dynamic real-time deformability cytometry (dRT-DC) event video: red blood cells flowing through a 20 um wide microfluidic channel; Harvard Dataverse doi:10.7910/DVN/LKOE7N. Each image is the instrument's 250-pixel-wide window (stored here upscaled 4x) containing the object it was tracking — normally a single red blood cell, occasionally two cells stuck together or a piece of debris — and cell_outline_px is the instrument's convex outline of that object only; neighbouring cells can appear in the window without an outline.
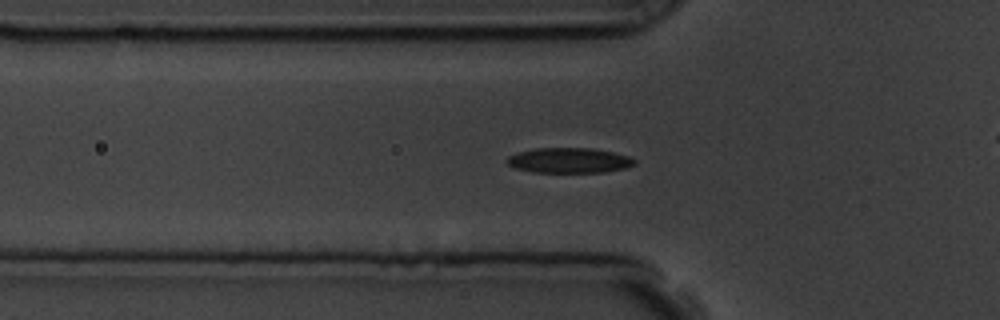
{"species": "common noctule bat (a hibernating species)", "species_latin": "Nyctalus noctula", "temperature_condition": "room temperature", "stored_images_in_passage": 49, "camera_frame_rate_fps": 3000, "um_per_image_px": 0.085, "animal": {"sex": "male", "body_mass_g": 19.5, "forearm_length_mm": 54.6}, "frame": {"image": 1, "passage_image": 10, "time_ms": 3.0, "image_size_px": [1000, 320], "cell_outline_px": [[636, 164], [624, 168], [604, 172], [532, 172], [516, 168], [508, 164], [504, 160], [508, 156], [520, 152], [536, 148], [592, 148], [612, 152], [628, 156], [636, 160]], "centroid_in_image_um": [48.37, 13.63], "position_along_channel_um": 77.4, "area_um2": 18.61}}
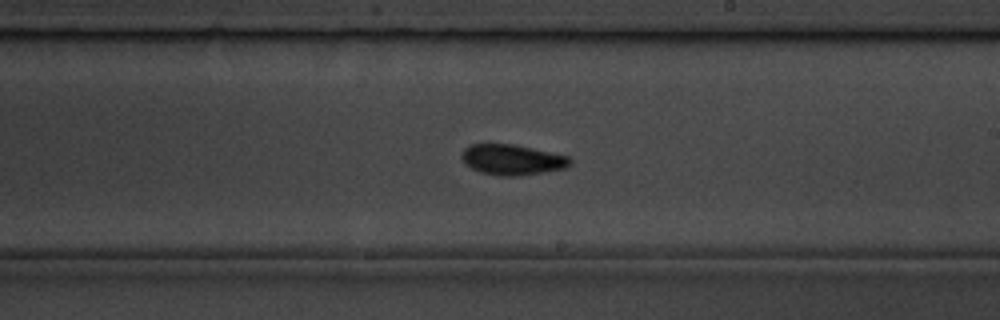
{"frame": {"image": 2, "passage_image": 24, "time_ms": 7.667, "image_size_px": [1000, 320], "cell_outline_px": [[572, 164], [568, 168], [520, 176], [500, 176], [480, 172], [472, 168], [460, 156], [460, 152], [464, 148], [472, 144], [512, 144], [568, 156], [572, 160]], "centroid_in_image_um": [43.56, 13.58], "position_along_channel_um": 245.4, "area_um2": 19.25}}
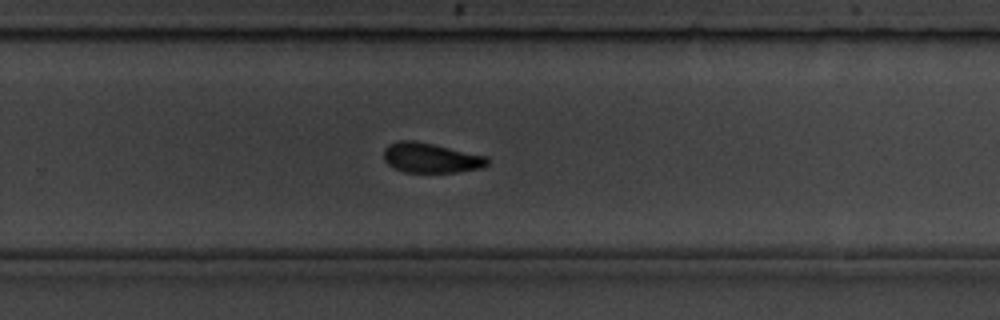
{"frame": {"image": 3, "passage_image": 28, "time_ms": 9.0, "image_size_px": [1000, 320], "cell_outline_px": [[488, 164], [480, 168], [456, 172], [404, 172], [388, 164], [384, 160], [384, 148], [388, 144], [400, 140], [416, 140], [488, 156]], "centroid_in_image_um": [36.61, 13.4], "position_along_channel_um": 293.2, "area_um2": 18.09}, "authors_computed_cell_mechanics": {"area_um2": 18.3226, "velocity_mm_per_s": 3.5982, "shape_relaxation_time_tau1_ms": 2.5798, "shape_relaxation_time_tau2_ms": 2.7529, "deformation_change_tau1": 0.1068, "deformation_change_tau2": 0.0868}}